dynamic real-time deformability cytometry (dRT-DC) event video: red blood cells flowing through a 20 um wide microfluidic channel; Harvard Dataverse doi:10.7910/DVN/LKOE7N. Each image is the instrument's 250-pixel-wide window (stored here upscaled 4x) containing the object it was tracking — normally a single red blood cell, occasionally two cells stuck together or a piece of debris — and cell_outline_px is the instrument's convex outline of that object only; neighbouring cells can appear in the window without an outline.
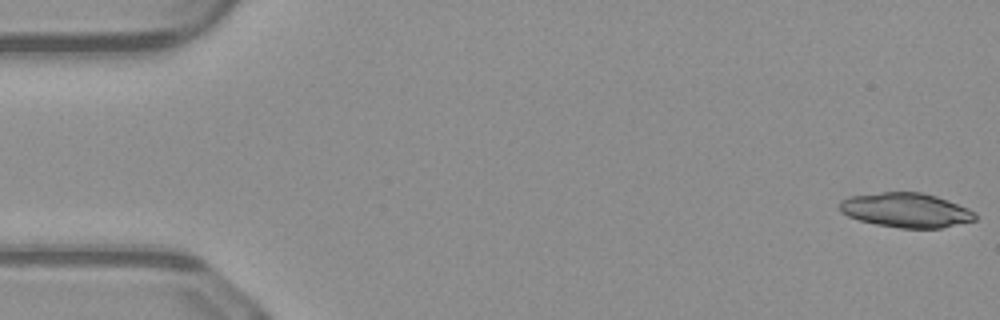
{"species": "common noctule bat (a hibernating species)", "species_latin": "Nyctalus noctula", "temperature_condition": "warm", "stored_images_in_passage": 50, "camera_frame_rate_fps": 3000, "um_per_image_px": 0.085, "animal": {"sex": "male", "body_mass_g": 23.1, "forearm_length_mm": 52.7}, "frame": {"image": 1, "passage_image": 1, "time_ms": 0.0, "image_size_px": [1000, 320], "cell_outline_px": [[976, 220], [940, 228], [900, 228], [876, 224], [860, 220], [848, 216], [840, 212], [840, 200], [848, 196], [880, 192], [920, 192], [936, 196], [948, 200], [968, 208], [976, 212]], "centroid_in_image_um": [77.01, 17.86], "position_along_channel_um": 8.0, "area_um2": 27.28}}